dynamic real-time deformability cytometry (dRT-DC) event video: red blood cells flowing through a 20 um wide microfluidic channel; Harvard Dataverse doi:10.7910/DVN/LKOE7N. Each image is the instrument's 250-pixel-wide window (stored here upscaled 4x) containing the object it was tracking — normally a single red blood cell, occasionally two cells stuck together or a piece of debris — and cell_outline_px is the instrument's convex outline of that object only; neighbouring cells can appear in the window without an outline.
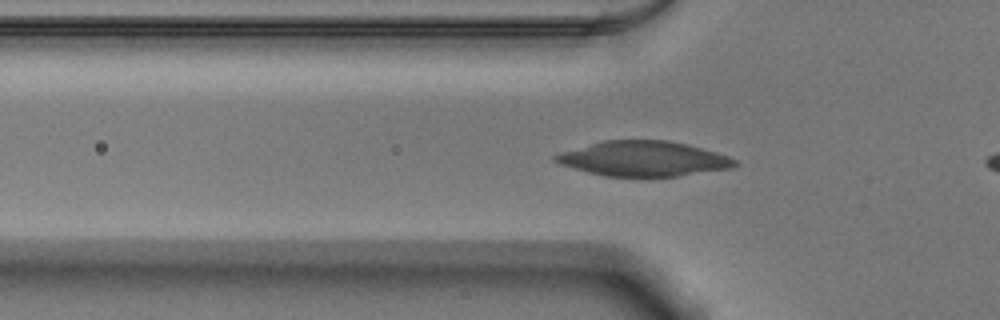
{"species": "Egyptian fruit bat (a non-hibernating species)", "species_latin": "Rousettus aegyptiacus", "temperature_condition": "warm", "stored_images_in_passage": 41, "camera_frame_rate_fps": 3000, "um_per_image_px": 0.085, "animal": {"sex": "male"}, "frame": {"image": 1, "passage_image": 11, "time_ms": 3.333, "image_size_px": [1000, 320], "cell_outline_px": [[740, 164], [732, 168], [680, 176], [604, 176], [588, 172], [560, 164], [552, 160], [552, 156], [560, 152], [604, 140], [668, 140], [688, 144], [716, 152], [728, 156], [736, 160]], "centroid_in_image_um": [54.71, 13.49], "position_along_channel_um": 71.1, "area_um2": 36.65}}
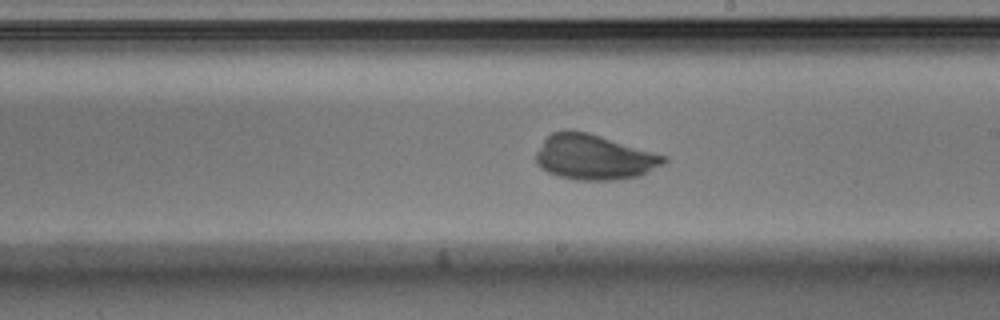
{"frame": {"image": 2, "passage_image": 24, "time_ms": 7.667, "image_size_px": [1000, 320], "cell_outline_px": [[668, 160], [664, 164], [640, 176], [616, 180], [576, 180], [560, 176], [548, 172], [540, 168], [536, 164], [536, 152], [544, 140], [552, 132], [564, 128], [572, 128], [588, 132], [668, 156]], "centroid_in_image_um": [50.49, 13.34], "position_along_channel_um": 238.5, "area_um2": 34.1}}
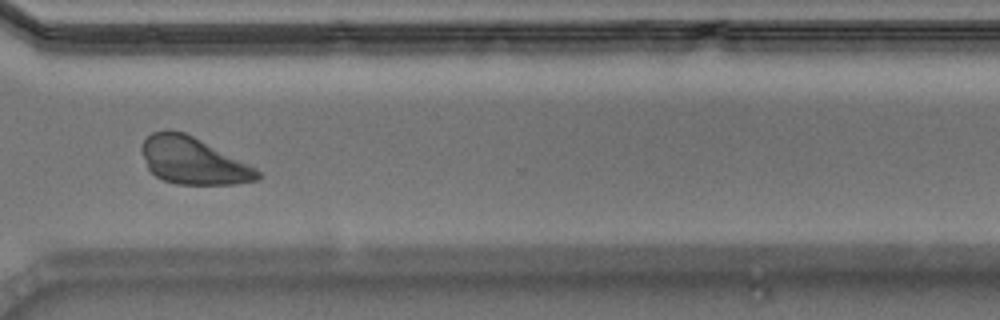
{"frame": {"image": 3, "passage_image": 33, "time_ms": 10.667, "image_size_px": [1000, 320], "cell_outline_px": [[264, 176], [260, 180], [236, 184], [176, 184], [164, 180], [156, 176], [148, 168], [140, 148], [140, 144], [152, 132], [168, 128], [184, 132], [256, 168]], "centroid_in_image_um": [16.4, 13.66], "position_along_channel_um": 354.2, "area_um2": 31.62}}